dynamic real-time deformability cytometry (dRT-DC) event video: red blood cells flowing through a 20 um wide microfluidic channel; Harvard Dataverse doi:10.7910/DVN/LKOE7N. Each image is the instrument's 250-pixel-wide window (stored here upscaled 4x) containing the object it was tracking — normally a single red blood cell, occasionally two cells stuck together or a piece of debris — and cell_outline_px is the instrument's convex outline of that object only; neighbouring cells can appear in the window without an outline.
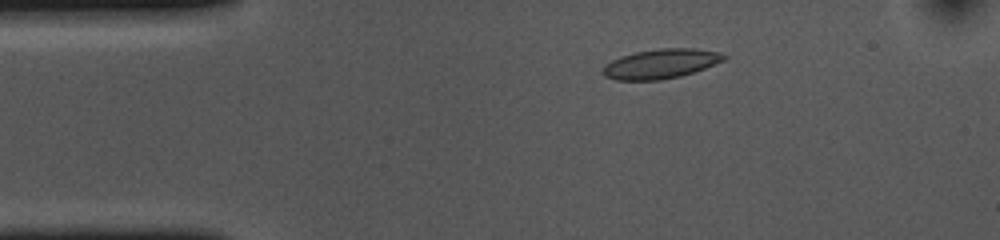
{"species": "common noctule bat (a hibernating species)", "species_latin": "Nyctalus noctula", "temperature_condition": "cold", "stored_images_in_passage": 54, "camera_frame_rate_fps": 3000, "um_per_image_px": 0.085, "animal": {"sex": "female", "body_mass_g": 10.0, "forearm_length_mm": 53.1}, "frame": {"image": 1, "passage_image": 9, "time_ms": 2.667, "image_size_px": [1000, 240], "cell_outline_px": [[728, 56], [724, 60], [704, 68], [680, 76], [660, 80], [616, 80], [604, 76], [600, 72], [612, 60], [620, 56], [636, 52], [660, 48], [692, 48], [720, 52]], "centroid_in_image_um": [56.16, 5.42], "position_along_channel_um": 28.8, "area_um2": 20.69}}
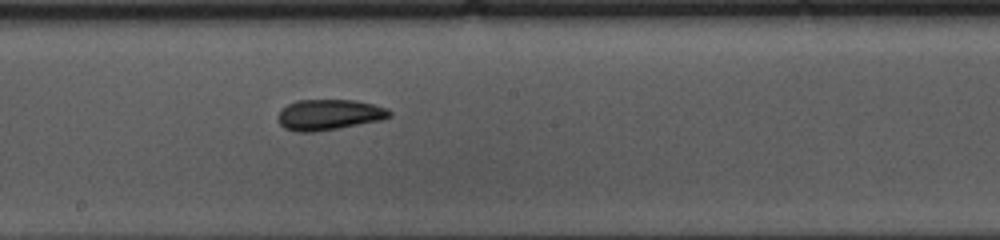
{"frame": {"image": 2, "passage_image": 28, "time_ms": 9.0, "image_size_px": [1000, 240], "cell_outline_px": [[392, 116], [380, 120], [336, 128], [312, 132], [296, 132], [284, 128], [280, 124], [276, 116], [288, 104], [296, 100], [356, 100], [388, 108], [392, 112]], "centroid_in_image_um": [27.96, 9.74], "position_along_channel_um": 220.2, "area_um2": 19.83}}
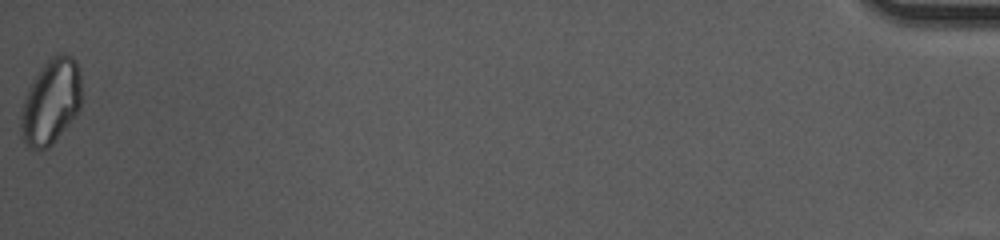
{"frame": {"image": 3, "passage_image": 54, "time_ms": 17.667, "image_size_px": [1000, 240], "cell_outline_px": [[80, 108], [68, 124], [52, 144], [48, 148], [28, 148], [20, 136], [20, 116], [24, 100], [28, 88], [44, 64], [52, 56], [60, 52], [72, 56], [76, 60], [80, 68]], "centroid_in_image_um": [4.32, 8.63], "position_along_channel_um": 430.9, "area_um2": 29.94}, "authors_computed_cell_mechanics": {"area_um2": 20.2011, "velocity_mm_per_s": 3.6396, "shape_relaxation_time_tau1_ms": 4.7841, "shape_relaxation_time_tau2_ms": 2.21, "deformation_change_tau1": 0.1236, "deformation_change_tau2": 0.0599}}